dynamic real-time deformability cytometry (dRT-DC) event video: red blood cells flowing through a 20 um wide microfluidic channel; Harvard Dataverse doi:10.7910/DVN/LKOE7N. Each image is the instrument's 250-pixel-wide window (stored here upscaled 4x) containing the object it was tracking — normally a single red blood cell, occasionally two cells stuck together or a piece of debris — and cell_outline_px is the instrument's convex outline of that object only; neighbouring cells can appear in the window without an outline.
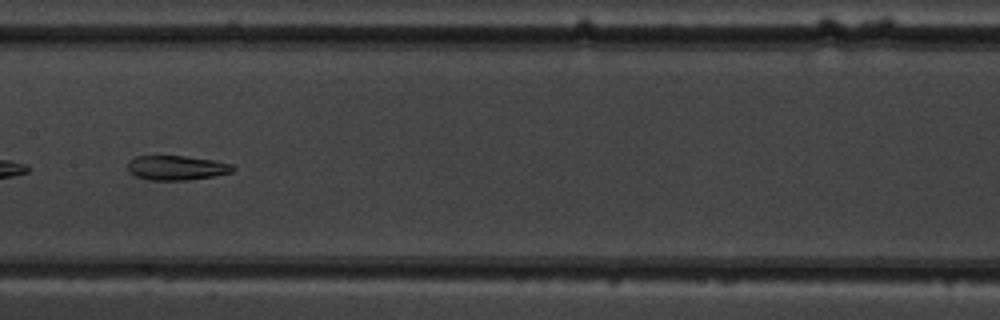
{"species": "common noctule bat (a hibernating species)", "species_latin": "Nyctalus noctula", "temperature_condition": "warm", "stored_images_in_passage": 13, "camera_frame_rate_fps": 3000, "um_per_image_px": 0.085, "animal": {"sex": "male", "body_mass_g": 19.5, "forearm_length_mm": 54.6}, "frame": {"image": 1, "passage_image": 13, "time_ms": 8.667, "image_size_px": [1000, 320], "cell_outline_px": [[236, 168], [232, 172], [212, 176], [188, 180], [148, 180], [136, 176], [128, 172], [128, 160], [136, 156], [184, 156], [212, 160], [232, 164]], "centroid_in_image_um": [14.98, 14.26], "position_along_channel_um": 192.4, "area_um2": 15.03}}